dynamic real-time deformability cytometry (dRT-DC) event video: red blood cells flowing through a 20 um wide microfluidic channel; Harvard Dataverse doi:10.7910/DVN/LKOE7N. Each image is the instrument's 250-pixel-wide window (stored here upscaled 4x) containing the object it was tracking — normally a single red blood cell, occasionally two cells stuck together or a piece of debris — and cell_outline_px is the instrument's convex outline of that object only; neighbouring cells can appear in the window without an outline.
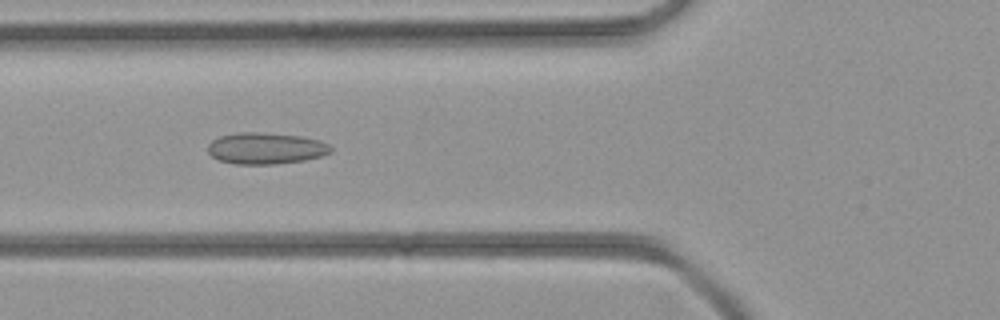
{"species": "common noctule bat (a hibernating species)", "species_latin": "Nyctalus noctula", "temperature_condition": "room temperature", "stored_images_in_passage": 34, "camera_frame_rate_fps": 3000, "um_per_image_px": 0.085, "animal": {"sex": "female", "body_mass_g": 21.9}, "frame": {"image": 1, "passage_image": 7, "time_ms": 2.0, "image_size_px": [1000, 320], "cell_outline_px": [[332, 152], [320, 156], [304, 160], [276, 164], [236, 164], [220, 160], [212, 156], [208, 152], [208, 144], [212, 140], [220, 136], [236, 132], [256, 132], [300, 136], [320, 140], [328, 144], [332, 148]], "centroid_in_image_um": [22.59, 12.6], "position_along_channel_um": 103.2, "area_um2": 22.48}}
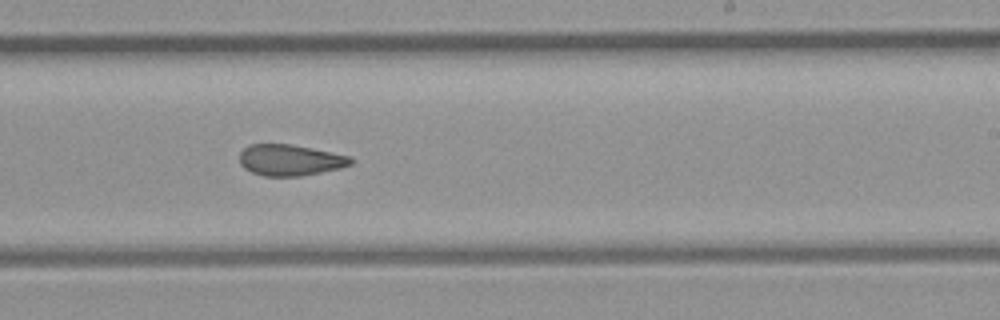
{"frame": {"image": 2, "passage_image": 17, "time_ms": 5.333, "image_size_px": [1000, 320], "cell_outline_px": [[356, 160], [352, 164], [340, 168], [300, 176], [264, 176], [252, 172], [244, 168], [240, 164], [240, 152], [248, 144], [288, 144], [312, 148], [352, 156]], "centroid_in_image_um": [24.68, 13.6], "position_along_channel_um": 264.3, "area_um2": 20.29}}
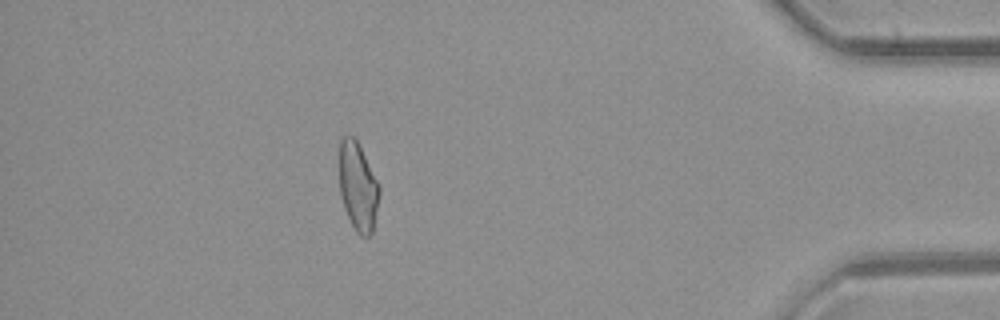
{"frame": {"image": 3, "passage_image": 29, "time_ms": 9.333, "image_size_px": [1000, 320], "cell_outline_px": [[380, 196], [372, 232], [368, 236], [360, 236], [356, 232], [344, 208], [340, 192], [340, 140], [344, 136], [352, 136], [360, 144], [380, 184]], "centroid_in_image_um": [30.45, 15.84], "position_along_channel_um": 404.7, "area_um2": 20.75}}